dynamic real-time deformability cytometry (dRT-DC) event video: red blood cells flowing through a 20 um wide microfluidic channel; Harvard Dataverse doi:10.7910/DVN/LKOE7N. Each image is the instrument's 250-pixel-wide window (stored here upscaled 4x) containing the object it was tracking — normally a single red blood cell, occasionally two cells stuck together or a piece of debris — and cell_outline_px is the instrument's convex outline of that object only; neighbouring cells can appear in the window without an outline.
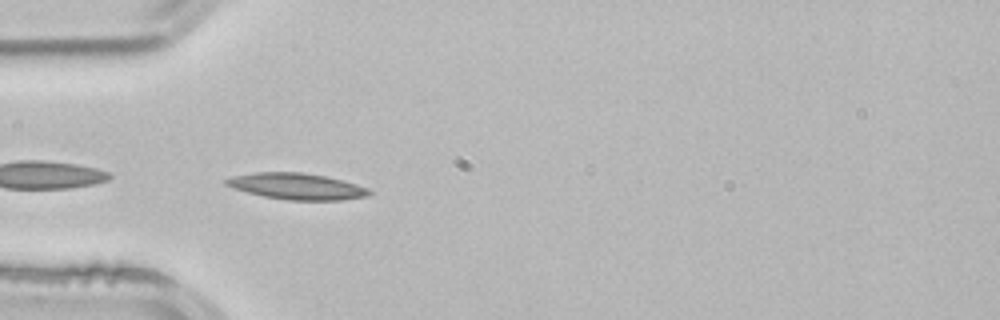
{"species": "common noctule bat (a hibernating species)", "species_latin": "Nyctalus noctula", "temperature_condition": "room temperature", "stored_images_in_passage": 38, "camera_frame_rate_fps": 3000, "um_per_image_px": 0.085, "animal": {"sex": "male", "body_mass_g": 21.5, "forearm_length_mm": 52.0}, "frame": {"image": 1, "passage_image": 1, "time_ms": 0.0, "image_size_px": [1000, 320], "cell_outline_px": [[372, 192], [368, 196], [340, 200], [288, 200], [264, 196], [248, 192], [224, 184], [224, 180], [232, 176], [256, 172], [300, 172], [324, 176], [356, 184], [368, 188]], "centroid_in_image_um": [25.23, 15.83], "position_along_channel_um": 59.8, "area_um2": 21.62}, "authors_computed_cell_mechanics": {"area_um2": 19.7387, "velocity_mm_per_s": 3.8646, "shape_relaxation_time_tau1_ms": 7.4774, "shape_relaxation_time_tau2_ms": 3.8871, "deformation_change_tau1": 0.2022, "deformation_change_tau2": 0.1016}}